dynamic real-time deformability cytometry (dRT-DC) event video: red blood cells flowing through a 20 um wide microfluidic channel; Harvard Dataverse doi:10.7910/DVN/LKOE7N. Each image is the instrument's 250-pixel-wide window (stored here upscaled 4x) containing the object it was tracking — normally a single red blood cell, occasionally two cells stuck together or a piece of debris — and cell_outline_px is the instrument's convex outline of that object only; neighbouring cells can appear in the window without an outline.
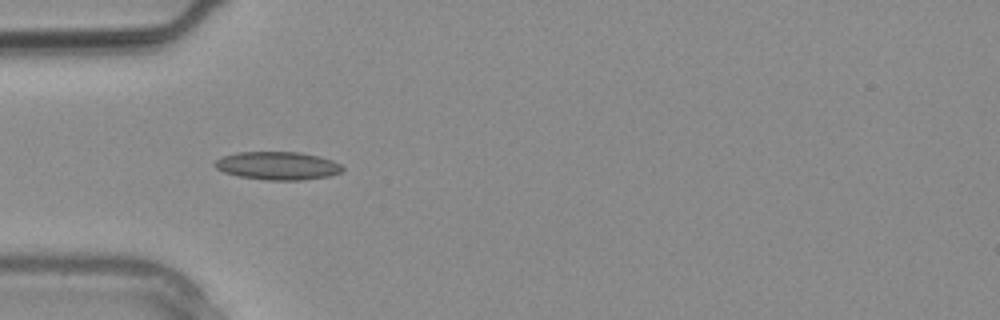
{"species": "common noctule bat (a hibernating species)", "species_latin": "Nyctalus noctula", "temperature_condition": "warm", "stored_images_in_passage": 2, "camera_frame_rate_fps": 3000, "um_per_image_px": 0.085, "animal": {"sex": "male", "body_mass_g": 20.4}, "frame": {"image": 1, "passage_image": 2, "time_ms": 0.333, "image_size_px": [1000, 320], "cell_outline_px": [[344, 172], [328, 176], [300, 180], [264, 180], [240, 176], [224, 172], [216, 168], [212, 164], [220, 156], [240, 152], [296, 152], [320, 156], [332, 160], [340, 164], [344, 168]], "centroid_in_image_um": [23.6, 14.08], "position_along_channel_um": 61.4, "area_um2": 20.98}}